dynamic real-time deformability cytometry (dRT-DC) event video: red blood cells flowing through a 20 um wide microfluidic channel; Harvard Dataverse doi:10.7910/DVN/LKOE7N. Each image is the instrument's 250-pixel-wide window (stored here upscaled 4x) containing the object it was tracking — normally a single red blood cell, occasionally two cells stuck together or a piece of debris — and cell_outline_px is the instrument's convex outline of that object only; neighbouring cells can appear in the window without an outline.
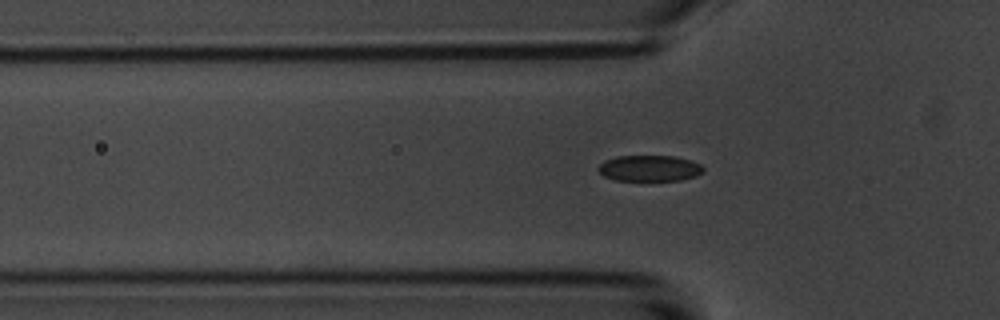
{"species": "common noctule bat (a hibernating species)", "species_latin": "Nyctalus noctula", "temperature_condition": "room temperature", "stored_images_in_passage": 37, "camera_frame_rate_fps": 3000, "um_per_image_px": 0.085, "animal": {"sex": "male", "body_mass_g": 20.1, "forearm_length_mm": 53.5}, "frame": {"image": 1, "passage_image": 9, "time_ms": 2.667, "image_size_px": [1000, 320], "cell_outline_px": [[704, 172], [696, 176], [680, 180], [616, 180], [604, 176], [596, 168], [604, 160], [616, 156], [676, 156], [700, 164], [704, 168]], "centroid_in_image_um": [55.2, 14.3], "position_along_channel_um": 70.6, "area_um2": 15.9}}
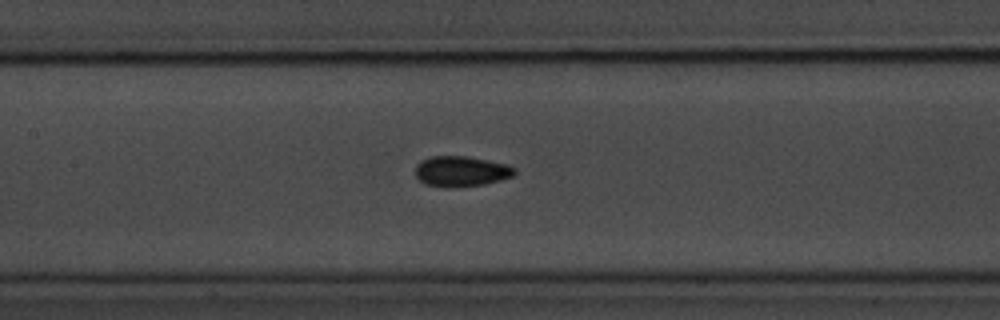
{"frame": {"image": 2, "passage_image": 17, "time_ms": 5.333, "image_size_px": [1000, 320], "cell_outline_px": [[516, 172], [512, 176], [500, 180], [484, 184], [424, 184], [416, 176], [416, 164], [420, 160], [432, 156], [468, 156], [508, 164], [516, 168]], "centroid_in_image_um": [39.23, 14.49], "position_along_channel_um": 168.2, "area_um2": 16.88}}
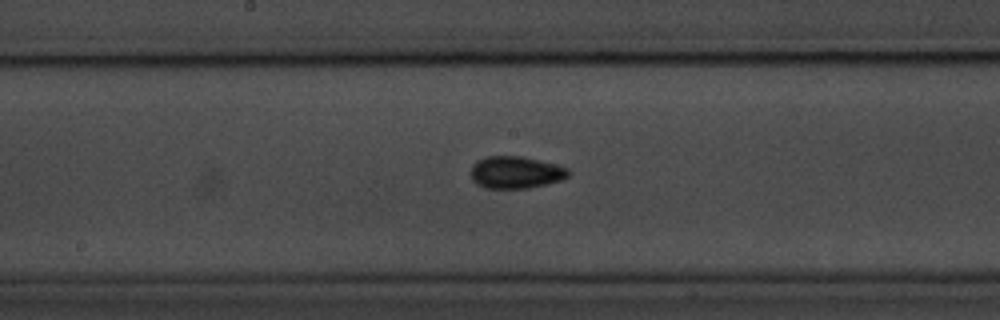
{"frame": {"image": 3, "passage_image": 20, "time_ms": 6.333, "image_size_px": [1000, 320], "cell_outline_px": [[568, 176], [560, 180], [528, 188], [484, 188], [476, 184], [472, 180], [472, 164], [476, 160], [484, 156], [520, 156], [568, 168]], "centroid_in_image_um": [43.76, 14.65], "position_along_channel_um": 204.4, "area_um2": 18.03}, "authors_computed_cell_mechanics": {"area_um2": 16.9354, "velocity_mm_per_s": 3.6199, "shape_relaxation_time_tau1_ms": 2.9223, "shape_relaxation_time_tau2_ms": 1.3838, "deformation_change_tau1": 0.0776, "deformation_change_tau2": 0.0633}}